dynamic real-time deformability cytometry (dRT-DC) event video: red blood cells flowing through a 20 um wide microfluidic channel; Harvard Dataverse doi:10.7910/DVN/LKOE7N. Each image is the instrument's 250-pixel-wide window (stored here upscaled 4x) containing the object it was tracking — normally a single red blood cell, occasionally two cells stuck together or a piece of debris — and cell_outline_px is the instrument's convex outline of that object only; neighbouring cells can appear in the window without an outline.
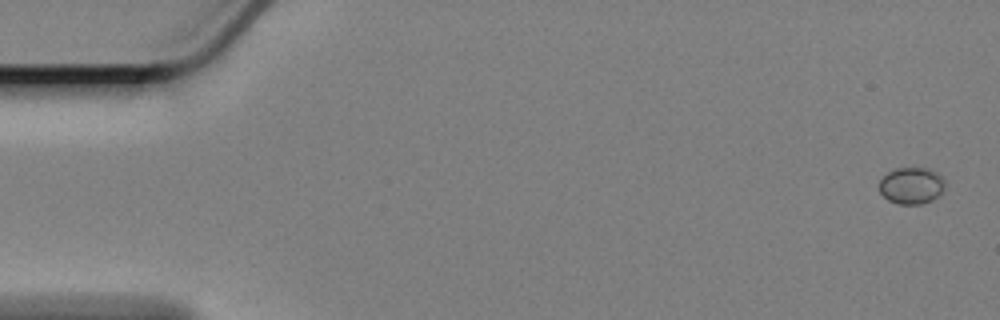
{"species": "Egyptian fruit bat (a non-hibernating species)", "species_latin": "Rousettus aegyptiacus", "temperature_condition": "cold", "stored_images_in_passage": 60, "camera_frame_rate_fps": 3000, "um_per_image_px": 0.085, "animal": {"sex": "female"}, "frame": {"image": 1, "passage_image": 1, "time_ms": 0.0, "image_size_px": [1000, 320], "cell_outline_px": [[944, 188], [932, 200], [920, 204], [900, 204], [888, 200], [880, 192], [880, 180], [888, 172], [896, 168], [924, 168], [936, 172], [944, 180]], "centroid_in_image_um": [77.45, 15.78], "position_along_channel_um": 7.5, "area_um2": 13.76}}
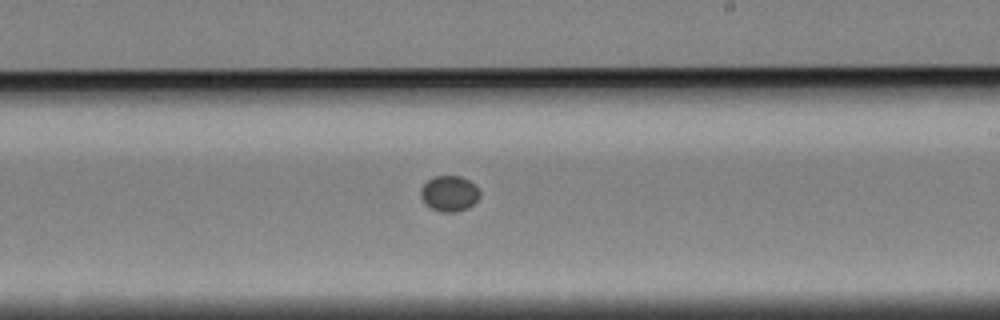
{"frame": {"image": 2, "passage_image": 35, "time_ms": 11.333, "image_size_px": [1000, 320], "cell_outline_px": [[480, 196], [468, 208], [456, 212], [440, 212], [424, 204], [420, 196], [420, 188], [432, 176], [460, 176], [476, 184], [480, 192]], "centroid_in_image_um": [38.18, 16.45], "position_along_channel_um": 250.8, "area_um2": 12.43}}
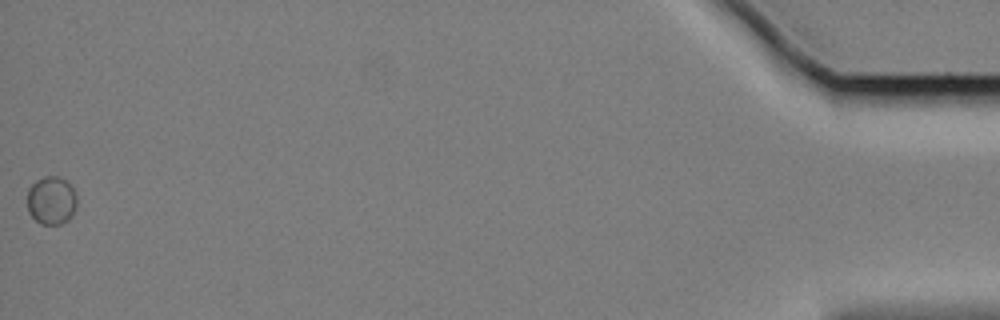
{"frame": {"image": 3, "passage_image": 60, "time_ms": 19.667, "image_size_px": [1000, 320], "cell_outline_px": [[76, 208], [72, 216], [68, 220], [60, 224], [40, 224], [28, 212], [28, 188], [36, 180], [44, 176], [56, 176], [64, 180], [76, 192]], "centroid_in_image_um": [4.37, 17.05], "position_along_channel_um": 430.8, "area_um2": 13.93}}